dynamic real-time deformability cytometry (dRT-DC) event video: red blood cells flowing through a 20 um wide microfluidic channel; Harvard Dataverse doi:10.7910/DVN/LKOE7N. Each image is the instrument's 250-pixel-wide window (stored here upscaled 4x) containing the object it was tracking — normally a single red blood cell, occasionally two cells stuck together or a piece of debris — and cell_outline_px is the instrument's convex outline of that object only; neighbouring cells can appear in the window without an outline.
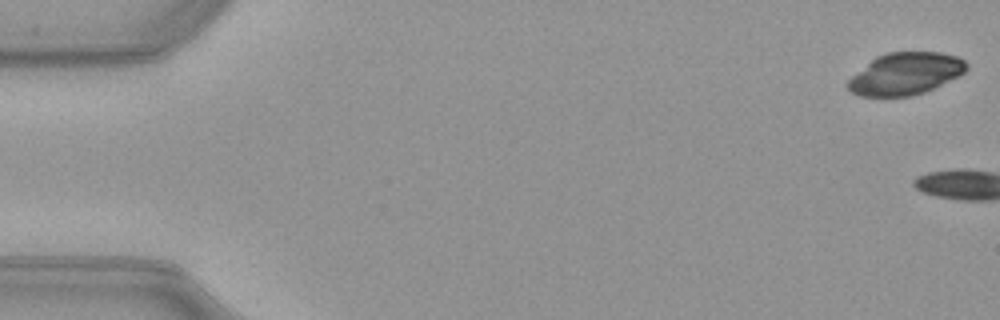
{"species": "common noctule bat (a hibernating species)", "species_latin": "Nyctalus noctula", "temperature_condition": "warm", "stored_images_in_passage": 4, "camera_frame_rate_fps": 3000, "um_per_image_px": 0.085, "animal": {"sex": "female", "body_mass_g": 21.9}, "frame": {"image": 1, "passage_image": 1, "time_ms": 0.0, "image_size_px": [1000, 320], "cell_outline_px": [[968, 68], [960, 76], [924, 92], [912, 96], [860, 96], [852, 92], [848, 88], [848, 80], [852, 76], [876, 56], [888, 52], [940, 52], [956, 56], [964, 60], [968, 64]], "centroid_in_image_um": [76.99, 6.26], "position_along_channel_um": 8.0, "area_um2": 28.96}}